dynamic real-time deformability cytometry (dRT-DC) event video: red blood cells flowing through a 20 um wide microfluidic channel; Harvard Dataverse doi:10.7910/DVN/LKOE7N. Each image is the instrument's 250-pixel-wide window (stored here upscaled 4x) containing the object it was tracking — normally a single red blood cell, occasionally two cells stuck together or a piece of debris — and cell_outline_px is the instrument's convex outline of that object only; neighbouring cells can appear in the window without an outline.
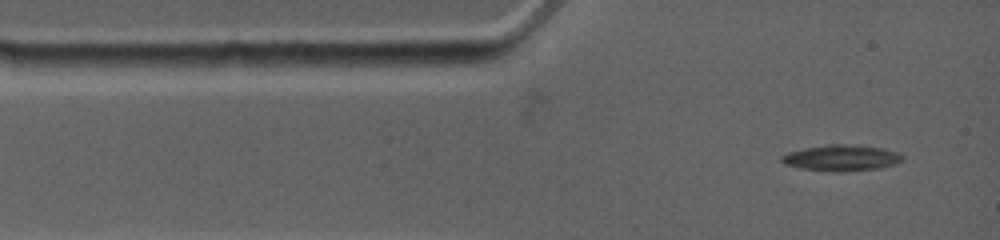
{"species": "common noctule bat (a hibernating species)", "species_latin": "Nyctalus noctula", "temperature_condition": "warm", "stored_images_in_passage": 25, "camera_frame_rate_fps": 4500, "um_per_image_px": 0.085, "animal": {"sex": "female", "body_mass_g": 19.0, "forearm_length_mm": 53.3}, "frame": {"image": 1, "passage_image": 1, "time_ms": 0.0, "image_size_px": [1000, 240], "cell_outline_px": [[904, 160], [896, 164], [880, 168], [844, 172], [832, 172], [800, 168], [784, 164], [780, 160], [780, 156], [788, 152], [804, 148], [828, 144], [844, 144], [884, 148], [896, 152], [904, 156]], "centroid_in_image_um": [71.52, 13.43], "position_along_channel_um": 13.5, "area_um2": 18.55}}
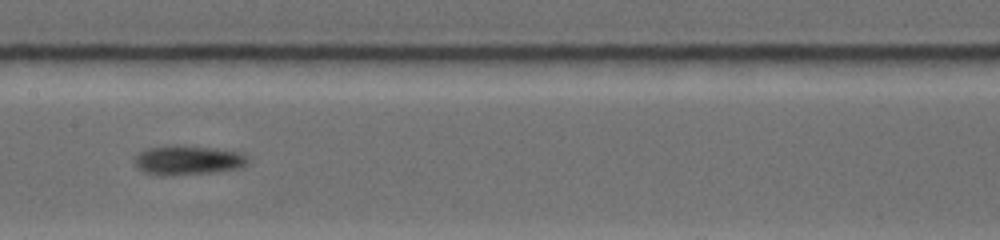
{"frame": {"image": 2, "passage_image": 8, "time_ms": 5.556, "image_size_px": [1000, 240], "cell_outline_px": [[248, 160], [240, 168], [208, 172], [144, 172], [132, 160], [144, 148], [164, 144], [184, 144], [244, 152]], "centroid_in_image_um": [15.99, 13.51], "position_along_channel_um": 191.4, "area_um2": 18.79}}
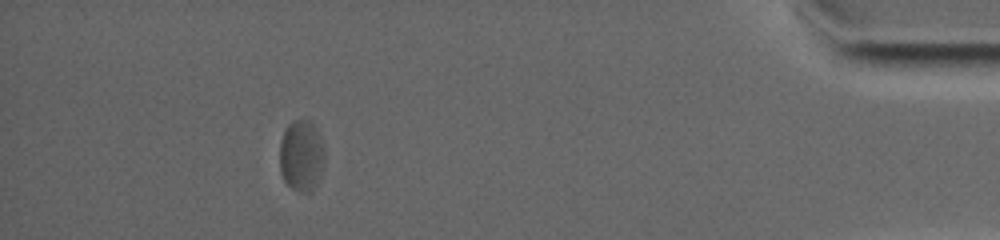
{"frame": {"image": 3, "passage_image": 18, "time_ms": 13.556, "image_size_px": [1000, 240], "cell_outline_px": [[324, 164], [320, 176], [312, 192], [300, 192], [292, 188], [284, 180], [280, 172], [280, 140], [288, 124], [292, 120], [312, 120], [324, 144]], "centroid_in_image_um": [25.63, 13.21], "position_along_channel_um": 409.6, "area_um2": 18.96}, "authors_computed_cell_mechanics": {"area_um2": 18.6116, "velocity_mm_per_s": 3.6704, "shape_relaxation_time_tau1_ms": 1.5821, "shape_relaxation_time_tau2_ms": null, "deformation_change_tau1": 0.0529, "deformation_change_tau2": null}}